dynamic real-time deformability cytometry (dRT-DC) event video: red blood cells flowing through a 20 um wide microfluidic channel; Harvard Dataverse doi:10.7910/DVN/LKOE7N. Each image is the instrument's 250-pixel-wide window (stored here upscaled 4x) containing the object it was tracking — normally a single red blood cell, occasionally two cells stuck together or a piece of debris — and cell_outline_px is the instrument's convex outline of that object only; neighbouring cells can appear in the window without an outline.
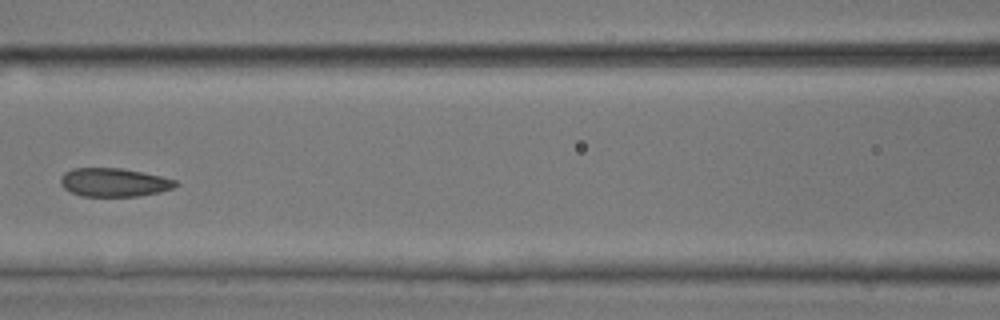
{"species": "common noctule bat (a hibernating species)", "species_latin": "Nyctalus noctula", "temperature_condition": "room temperature", "stored_images_in_passage": 8, "camera_frame_rate_fps": 3000, "um_per_image_px": 0.085, "animal": {"sex": "male", "body_mass_g": 17.9, "forearm_length_mm": 54.2}, "frame": {"image": 1, "passage_image": 7, "time_ms": 2.0, "image_size_px": [1000, 320], "cell_outline_px": [[180, 184], [172, 188], [160, 192], [136, 196], [80, 196], [64, 188], [60, 184], [60, 176], [64, 172], [72, 168], [120, 168], [160, 176], [176, 180]], "centroid_in_image_um": [9.66, 15.5], "position_along_channel_um": 156.9, "area_um2": 19.07}}